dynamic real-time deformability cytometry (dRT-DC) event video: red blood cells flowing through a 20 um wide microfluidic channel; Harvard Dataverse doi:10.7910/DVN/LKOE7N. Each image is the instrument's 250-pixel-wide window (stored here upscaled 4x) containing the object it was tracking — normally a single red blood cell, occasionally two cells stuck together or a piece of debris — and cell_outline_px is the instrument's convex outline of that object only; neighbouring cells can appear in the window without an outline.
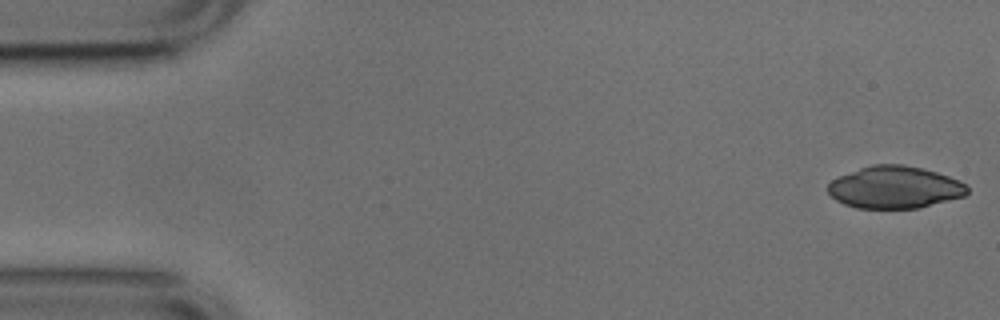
{"species": "common noctule bat (a hibernating species)", "species_latin": "Nyctalus noctula", "temperature_condition": "cold", "stored_images_in_passage": 46, "camera_frame_rate_fps": 3000, "um_per_image_px": 0.085, "animal": {"sex": "male", "body_mass_g": 17.9, "forearm_length_mm": 54.2}, "frame": {"image": 1, "passage_image": 1, "time_ms": 0.0, "image_size_px": [1000, 320], "cell_outline_px": [[968, 192], [964, 196], [920, 208], [856, 208], [844, 204], [836, 200], [828, 192], [828, 184], [832, 180], [840, 176], [860, 168], [872, 164], [904, 164], [924, 168], [960, 180], [968, 184]], "centroid_in_image_um": [76.08, 15.92], "position_along_channel_um": 8.9, "area_um2": 34.39}}